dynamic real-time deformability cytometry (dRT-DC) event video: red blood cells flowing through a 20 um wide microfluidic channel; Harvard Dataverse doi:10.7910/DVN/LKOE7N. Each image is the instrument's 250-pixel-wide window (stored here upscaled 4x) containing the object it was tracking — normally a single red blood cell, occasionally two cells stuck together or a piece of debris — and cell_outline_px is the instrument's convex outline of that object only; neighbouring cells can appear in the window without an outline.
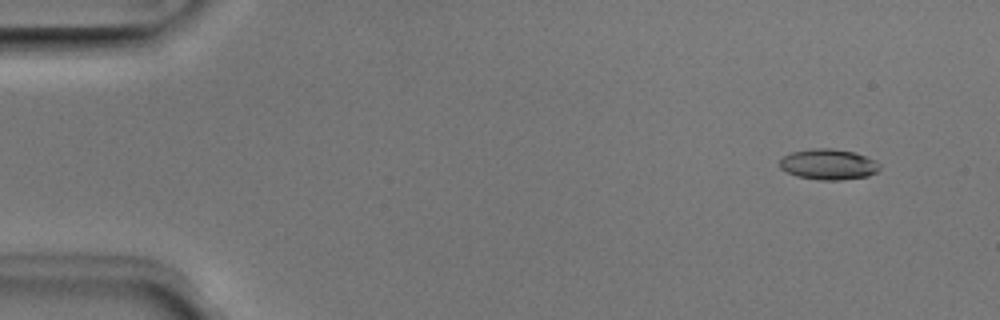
{"species": "Egyptian fruit bat (a non-hibernating species)", "species_latin": "Rousettus aegyptiacus", "temperature_condition": "room temperature", "stored_images_in_passage": 51, "camera_frame_rate_fps": 3000, "um_per_image_px": 0.085, "animal": {"sex": "male"}, "frame": {"image": 1, "passage_image": 4, "time_ms": 1.0, "image_size_px": [1000, 320], "cell_outline_px": [[880, 168], [876, 172], [868, 176], [840, 180], [820, 180], [796, 176], [780, 168], [780, 160], [784, 156], [792, 152], [812, 148], [832, 148], [852, 152], [876, 160], [880, 164]], "centroid_in_image_um": [70.42, 13.97], "position_along_channel_um": 14.6, "area_um2": 17.8}}
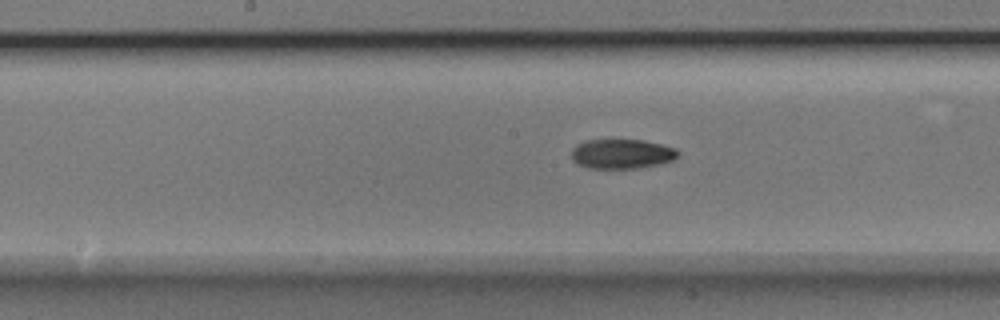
{"frame": {"image": 2, "passage_image": 26, "time_ms": 8.333, "image_size_px": [1000, 320], "cell_outline_px": [[680, 152], [672, 160], [660, 164], [636, 168], [588, 168], [576, 164], [572, 160], [572, 148], [576, 144], [584, 140], [644, 140], [676, 148]], "centroid_in_image_um": [52.82, 13.08], "position_along_channel_um": 195.4, "area_um2": 18.44}}
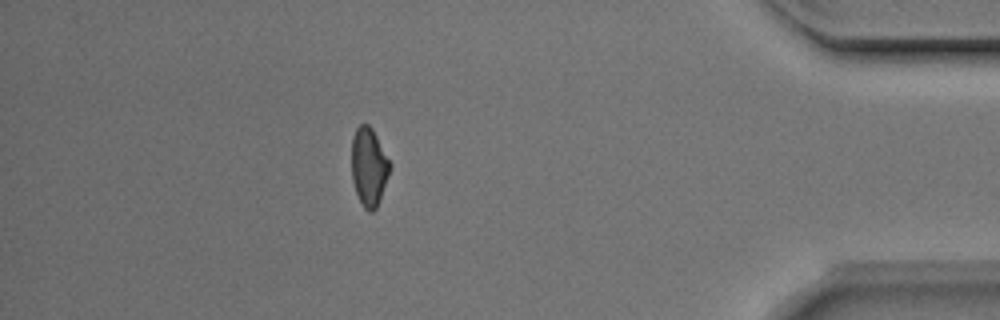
{"frame": {"image": 3, "passage_image": 45, "time_ms": 14.667, "image_size_px": [1000, 320], "cell_outline_px": [[392, 168], [376, 208], [372, 212], [368, 212], [364, 208], [356, 192], [352, 180], [352, 136], [356, 128], [360, 124], [368, 124], [372, 128], [392, 164]], "centroid_in_image_um": [31.37, 14.17], "position_along_channel_um": 403.8, "area_um2": 17.57}, "authors_computed_cell_mechanics": {"area_um2": 17.8602, "velocity_mm_per_s": 3.9783, "shape_relaxation_time_tau1_ms": 4.1623, "shape_relaxation_time_tau2_ms": 6.4526, "deformation_change_tau1": 0.162, "deformation_change_tau2": 0.1408}}